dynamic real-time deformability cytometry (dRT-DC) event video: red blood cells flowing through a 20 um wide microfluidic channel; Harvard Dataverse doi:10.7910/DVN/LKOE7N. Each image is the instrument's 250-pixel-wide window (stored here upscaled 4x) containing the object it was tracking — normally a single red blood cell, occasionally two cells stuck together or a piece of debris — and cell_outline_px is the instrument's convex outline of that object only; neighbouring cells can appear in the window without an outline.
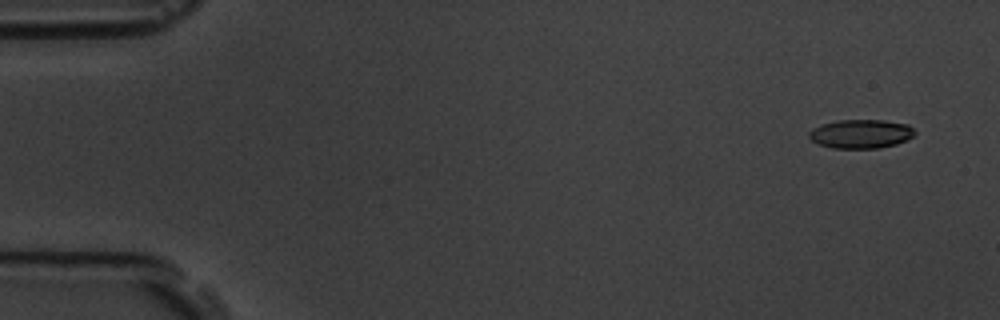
{"species": "common noctule bat (a hibernating species)", "species_latin": "Nyctalus noctula", "temperature_condition": "room temperature", "stored_images_in_passage": 5, "camera_frame_rate_fps": 3000, "um_per_image_px": 0.085, "animal": {"sex": "male", "body_mass_g": 19.5, "forearm_length_mm": 54.6}, "frame": {"image": 1, "passage_image": 1, "time_ms": 0.0, "image_size_px": [1000, 320], "cell_outline_px": [[916, 132], [908, 140], [896, 144], [880, 148], [832, 148], [816, 144], [808, 136], [808, 132], [812, 128], [820, 124], [840, 120], [884, 120], [908, 124]], "centroid_in_image_um": [73.15, 11.38], "position_along_channel_um": 11.8, "area_um2": 17.98}}
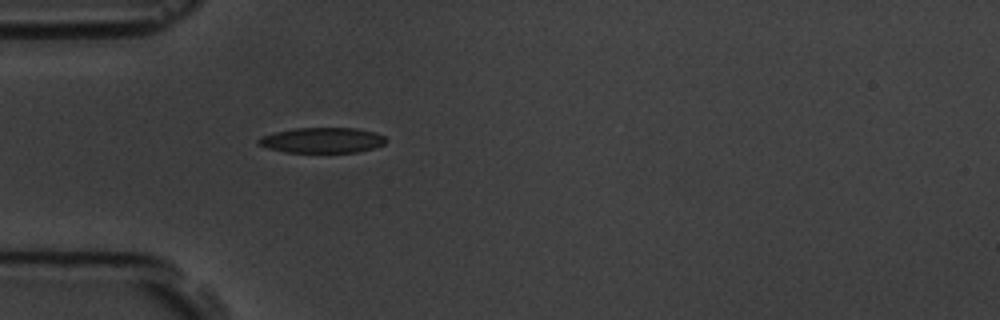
{"frame": {"image": 2, "passage_image": 5, "time_ms": 4.667, "image_size_px": [1000, 320], "cell_outline_px": [[388, 140], [384, 144], [376, 148], [356, 152], [284, 152], [268, 148], [256, 144], [256, 140], [260, 136], [276, 132], [296, 128], [356, 128], [376, 132], [384, 136]], "centroid_in_image_um": [27.4, 11.92], "position_along_channel_um": 57.6, "area_um2": 19.02}}